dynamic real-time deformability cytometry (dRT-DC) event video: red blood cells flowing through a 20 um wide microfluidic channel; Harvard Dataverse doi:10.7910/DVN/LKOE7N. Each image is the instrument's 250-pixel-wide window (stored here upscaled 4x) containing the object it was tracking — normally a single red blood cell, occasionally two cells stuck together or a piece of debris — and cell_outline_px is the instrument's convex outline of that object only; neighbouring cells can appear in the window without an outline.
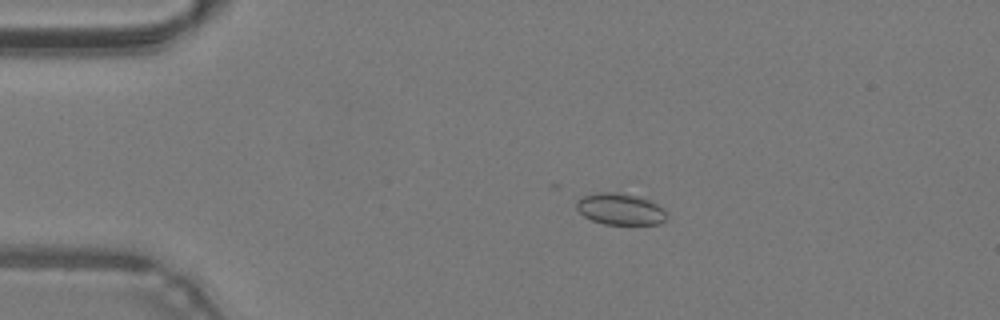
{"species": "common noctule bat (a hibernating species)", "species_latin": "Nyctalus noctula", "temperature_condition": "warm", "stored_images_in_passage": 48, "camera_frame_rate_fps": 3000, "um_per_image_px": 0.085, "animal": {"sex": "male", "body_mass_g": 19.2, "forearm_length_mm": 51.8}, "frame": {"image": 1, "passage_image": 10, "time_ms": 3.0, "image_size_px": [1000, 320], "cell_outline_px": [[668, 216], [660, 224], [604, 224], [592, 220], [584, 216], [576, 208], [576, 200], [584, 196], [632, 180], [664, 208], [668, 212]], "centroid_in_image_um": [52.87, 17.52], "position_along_channel_um": 32.1, "area_um2": 19.88}}
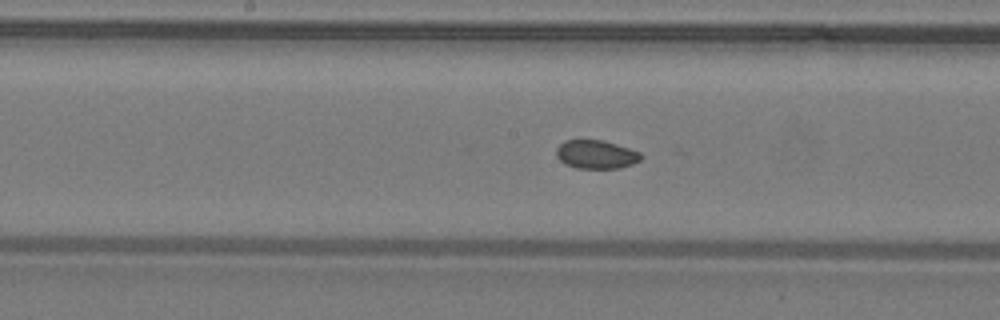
{"frame": {"image": 2, "passage_image": 25, "time_ms": 8.0, "image_size_px": [1000, 320], "cell_outline_px": [[644, 156], [640, 160], [632, 164], [620, 168], [576, 168], [564, 164], [556, 156], [556, 148], [564, 140], [604, 140], [640, 152]], "centroid_in_image_um": [50.66, 13.12], "position_along_channel_um": 197.5, "area_um2": 14.16}}
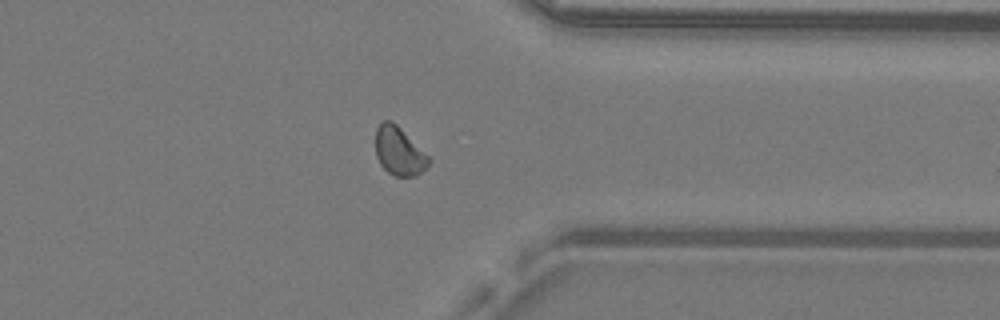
{"frame": {"image": 3, "passage_image": 38, "time_ms": 12.333, "image_size_px": [1000, 320], "cell_outline_px": [[432, 160], [416, 176], [396, 176], [388, 172], [380, 164], [376, 156], [376, 128], [384, 120], [392, 120]], "centroid_in_image_um": [33.9, 12.85], "position_along_channel_um": 377.5, "area_um2": 14.68}, "authors_computed_cell_mechanics": {"area_um2": 14.9702, "velocity_mm_per_s": 4.2918, "shape_relaxation_time_tau1_ms": null, "shape_relaxation_time_tau2_ms": 3.3984, "deformation_change_tau1": null, "deformation_change_tau2": 0.0532}}